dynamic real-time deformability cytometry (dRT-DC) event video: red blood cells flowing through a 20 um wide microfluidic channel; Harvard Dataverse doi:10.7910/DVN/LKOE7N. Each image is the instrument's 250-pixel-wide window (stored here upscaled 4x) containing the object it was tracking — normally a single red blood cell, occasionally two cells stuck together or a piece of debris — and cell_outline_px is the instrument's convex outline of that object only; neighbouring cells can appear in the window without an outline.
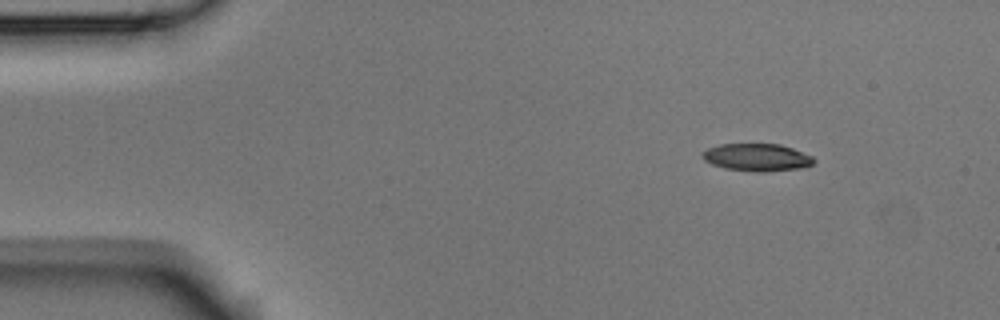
{"species": "Egyptian fruit bat (a non-hibernating species)", "species_latin": "Rousettus aegyptiacus", "temperature_condition": "room temperature", "stored_images_in_passage": 4, "camera_frame_rate_fps": 3000, "um_per_image_px": 0.085, "animal": {"sex": "male"}, "frame": {"image": 1, "passage_image": 2, "time_ms": 0.333, "image_size_px": [1000, 320], "cell_outline_px": [[816, 160], [812, 164], [800, 168], [764, 172], [752, 172], [724, 168], [712, 164], [704, 160], [700, 156], [708, 148], [720, 144], [780, 144], [792, 148], [812, 156]], "centroid_in_image_um": [64.33, 13.38], "position_along_channel_um": 20.7, "area_um2": 17.86}}